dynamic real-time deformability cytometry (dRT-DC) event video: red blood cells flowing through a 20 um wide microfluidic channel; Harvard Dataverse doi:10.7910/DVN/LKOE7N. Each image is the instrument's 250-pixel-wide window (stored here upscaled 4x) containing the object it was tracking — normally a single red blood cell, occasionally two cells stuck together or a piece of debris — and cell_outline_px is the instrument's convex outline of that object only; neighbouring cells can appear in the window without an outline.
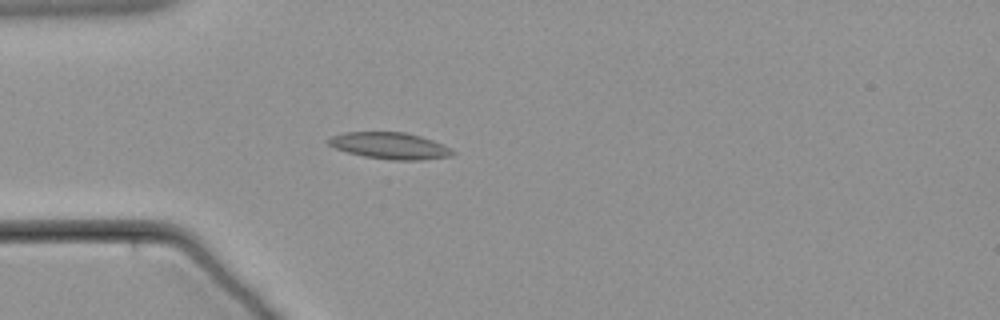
{"species": "common noctule bat (a hibernating species)", "species_latin": "Nyctalus noctula", "temperature_condition": "warm", "stored_images_in_passage": 45, "camera_frame_rate_fps": 3000, "um_per_image_px": 0.085, "animal": {"sex": "male", "body_mass_g": 21.5, "forearm_length_mm": 52.0}, "frame": {"image": 1, "passage_image": 1, "time_ms": 0.0, "image_size_px": [1000, 320], "cell_outline_px": [[456, 152], [452, 156], [424, 160], [388, 160], [364, 156], [348, 152], [336, 148], [328, 144], [324, 140], [332, 136], [344, 132], [404, 132], [420, 136], [444, 144]], "centroid_in_image_um": [33.15, 12.39], "position_along_channel_um": 51.8, "area_um2": 19.36}}
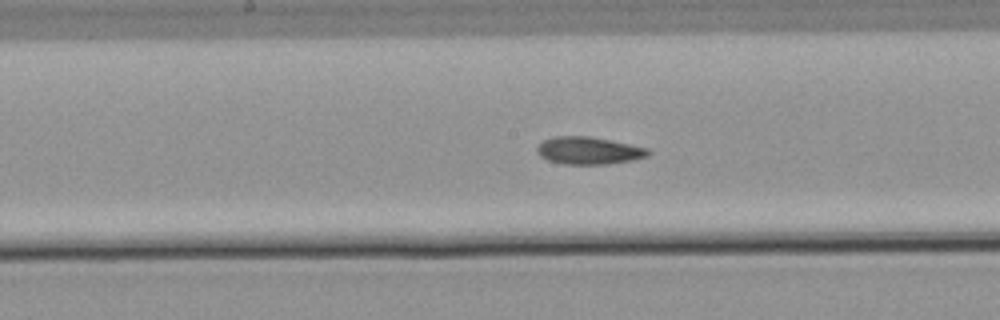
{"frame": {"image": 2, "passage_image": 15, "time_ms": 4.667, "image_size_px": [1000, 320], "cell_outline_px": [[652, 152], [648, 156], [632, 160], [608, 164], [564, 164], [548, 160], [540, 156], [536, 152], [536, 148], [544, 140], [556, 136], [588, 136], [648, 148]], "centroid_in_image_um": [50.04, 12.81], "position_along_channel_um": 198.2, "area_um2": 17.63}}
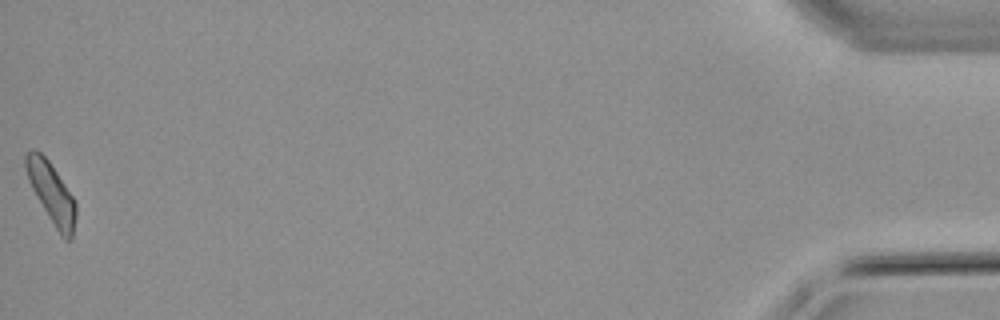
{"frame": {"image": 3, "passage_image": 45, "time_ms": 14.667, "image_size_px": [1000, 320], "cell_outline_px": [[76, 216], [72, 240], [64, 240], [60, 236], [36, 196], [28, 180], [24, 164], [24, 156], [32, 148], [36, 148], [48, 160], [72, 196], [76, 204]], "centroid_in_image_um": [4.36, 16.42], "position_along_channel_um": 430.8, "area_um2": 17.57}}